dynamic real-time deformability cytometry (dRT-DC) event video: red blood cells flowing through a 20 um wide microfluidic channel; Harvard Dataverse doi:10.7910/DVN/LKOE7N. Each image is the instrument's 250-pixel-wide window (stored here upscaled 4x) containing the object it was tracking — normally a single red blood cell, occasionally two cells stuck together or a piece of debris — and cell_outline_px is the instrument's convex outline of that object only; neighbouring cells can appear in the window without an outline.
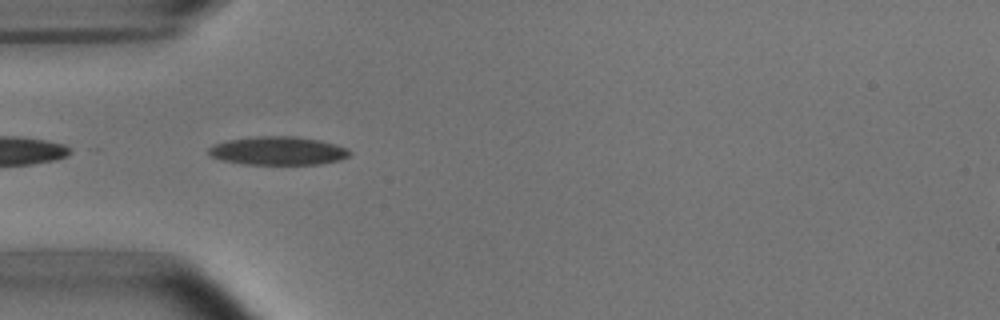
{"species": "common noctule bat (a hibernating species)", "species_latin": "Nyctalus noctula", "temperature_condition": "room temperature", "stored_images_in_passage": 5, "camera_frame_rate_fps": 3000, "um_per_image_px": 0.085, "animal": {"sex": "male", "body_mass_g": 15.6}, "frame": {"image": 1, "passage_image": 2, "time_ms": 0.333, "image_size_px": [1000, 320], "cell_outline_px": [[352, 152], [348, 156], [340, 160], [320, 164], [244, 164], [224, 160], [212, 156], [208, 152], [208, 148], [216, 144], [228, 140], [256, 136], [296, 136], [320, 140], [336, 144], [348, 148]], "centroid_in_image_um": [23.69, 12.81], "position_along_channel_um": 61.3, "area_um2": 23.29}}